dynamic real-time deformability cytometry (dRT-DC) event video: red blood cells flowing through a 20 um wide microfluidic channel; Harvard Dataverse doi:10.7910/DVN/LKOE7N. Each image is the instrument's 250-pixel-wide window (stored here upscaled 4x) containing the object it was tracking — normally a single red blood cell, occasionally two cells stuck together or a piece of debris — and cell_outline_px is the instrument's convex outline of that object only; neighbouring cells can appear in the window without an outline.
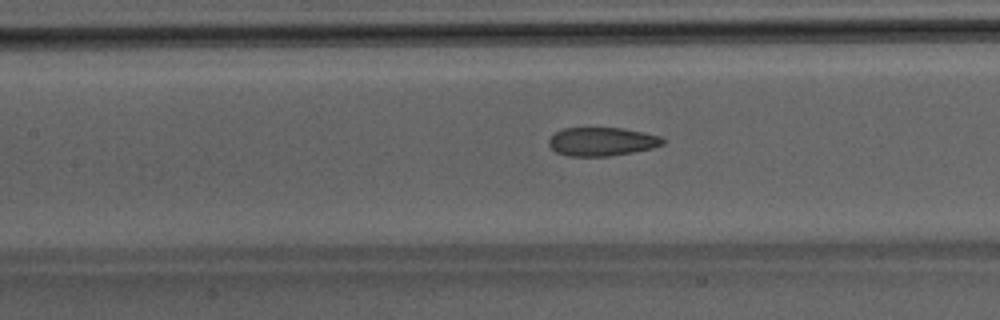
{"species": "Egyptian fruit bat (a non-hibernating species)", "species_latin": "Rousettus aegyptiacus", "temperature_condition": "room temperature", "stored_images_in_passage": 32, "camera_frame_rate_fps": 3000, "um_per_image_px": 0.085, "animal": {"sex": "male"}, "frame": {"image": 1, "passage_image": 15, "time_ms": 4.667, "image_size_px": [1000, 320], "cell_outline_px": [[664, 144], [652, 148], [632, 152], [608, 156], [568, 156], [556, 152], [548, 144], [548, 140], [556, 132], [564, 128], [624, 128], [644, 132], [660, 136], [664, 140]], "centroid_in_image_um": [51.16, 12.03], "position_along_channel_um": 156.2, "area_um2": 18.9}}
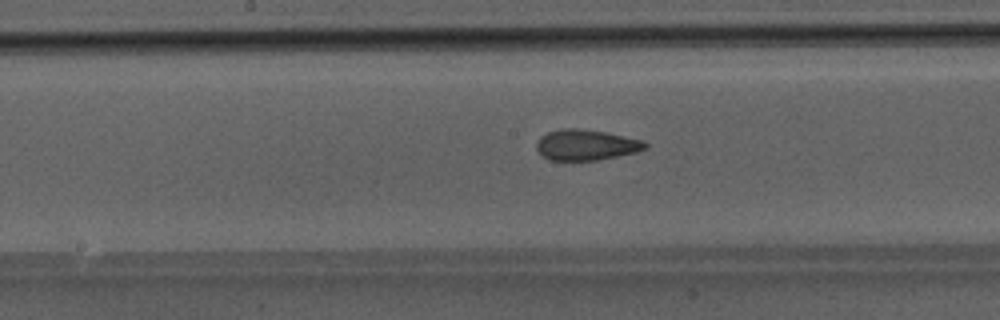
{"frame": {"image": 2, "passage_image": 18, "time_ms": 5.667, "image_size_px": [1000, 320], "cell_outline_px": [[648, 148], [636, 152], [596, 160], [548, 160], [536, 148], [536, 140], [540, 136], [548, 132], [560, 128], [576, 128], [608, 132], [644, 140], [648, 144]], "centroid_in_image_um": [49.83, 12.3], "position_along_channel_um": 198.4, "area_um2": 19.59}}
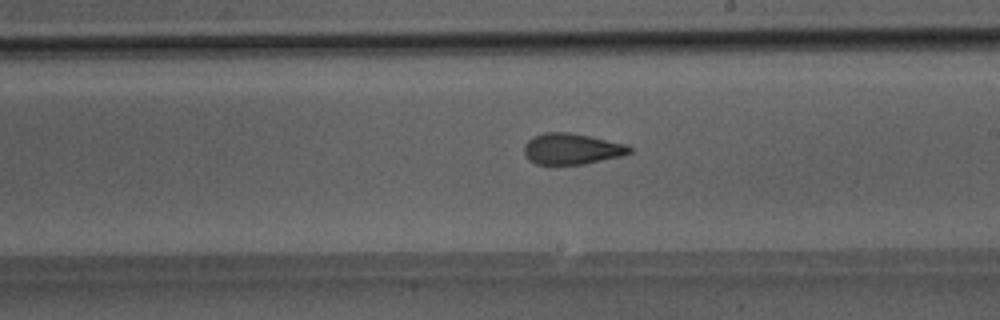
{"frame": {"image": 3, "passage_image": 21, "time_ms": 6.667, "image_size_px": [1000, 320], "cell_outline_px": [[632, 152], [620, 156], [584, 164], [536, 164], [528, 160], [524, 152], [524, 144], [532, 136], [544, 132], [568, 132], [592, 136], [628, 144], [632, 148]], "centroid_in_image_um": [48.6, 12.64], "position_along_channel_um": 240.4, "area_um2": 19.25}}